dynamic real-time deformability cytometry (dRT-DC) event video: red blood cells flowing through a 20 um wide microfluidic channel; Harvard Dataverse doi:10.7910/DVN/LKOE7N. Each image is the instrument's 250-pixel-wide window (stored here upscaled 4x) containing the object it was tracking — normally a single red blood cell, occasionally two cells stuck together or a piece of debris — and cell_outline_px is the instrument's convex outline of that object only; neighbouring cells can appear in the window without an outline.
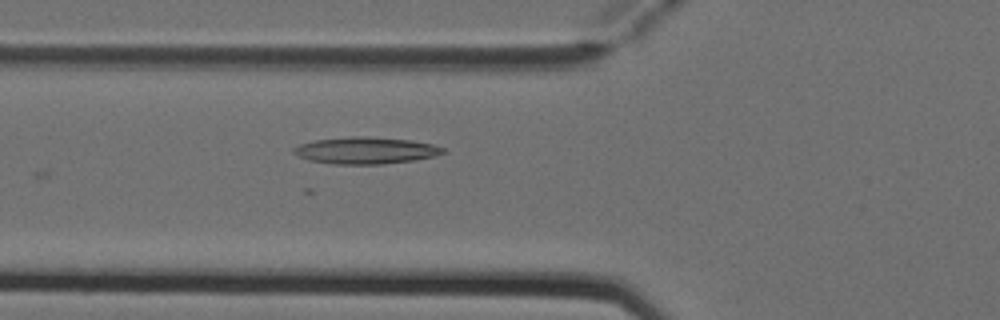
{"species": "Egyptian fruit bat (a non-hibernating species)", "species_latin": "Rousettus aegyptiacus", "temperature_condition": "cold", "stored_images_in_passage": 2, "camera_frame_rate_fps": 3000, "um_per_image_px": 0.085, "animal": {"sex": "female"}, "frame": {"image": 1, "passage_image": 2, "time_ms": 0.333, "image_size_px": [1000, 320], "cell_outline_px": [[448, 152], [436, 156], [416, 160], [384, 164], [332, 164], [308, 160], [292, 152], [292, 148], [300, 144], [316, 140], [352, 136], [368, 136], [412, 140], [432, 144], [444, 148]], "centroid_in_image_um": [31.13, 12.79], "position_along_channel_um": 94.7, "area_um2": 23.52}}